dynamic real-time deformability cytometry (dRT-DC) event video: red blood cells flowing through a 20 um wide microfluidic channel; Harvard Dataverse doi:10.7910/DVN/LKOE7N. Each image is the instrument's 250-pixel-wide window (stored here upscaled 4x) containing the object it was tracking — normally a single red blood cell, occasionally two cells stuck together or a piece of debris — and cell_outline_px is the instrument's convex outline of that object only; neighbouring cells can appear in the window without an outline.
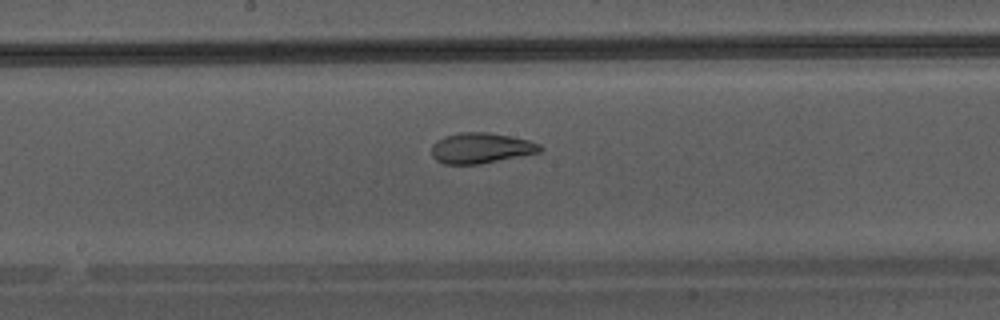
{"species": "Egyptian fruit bat (a non-hibernating species)", "species_latin": "Rousettus aegyptiacus", "temperature_condition": "warm", "stored_images_in_passage": 37, "camera_frame_rate_fps": 3000, "um_per_image_px": 0.085, "animal": {"sex": "male"}, "frame": {"image": 1, "passage_image": 16, "time_ms": 5.0, "image_size_px": [1000, 320], "cell_outline_px": [[544, 148], [540, 152], [480, 164], [444, 164], [436, 160], [432, 156], [432, 144], [436, 140], [444, 136], [460, 132], [488, 132], [528, 140], [540, 144]], "centroid_in_image_um": [40.86, 12.58], "position_along_channel_um": 207.3, "area_um2": 19.31}}